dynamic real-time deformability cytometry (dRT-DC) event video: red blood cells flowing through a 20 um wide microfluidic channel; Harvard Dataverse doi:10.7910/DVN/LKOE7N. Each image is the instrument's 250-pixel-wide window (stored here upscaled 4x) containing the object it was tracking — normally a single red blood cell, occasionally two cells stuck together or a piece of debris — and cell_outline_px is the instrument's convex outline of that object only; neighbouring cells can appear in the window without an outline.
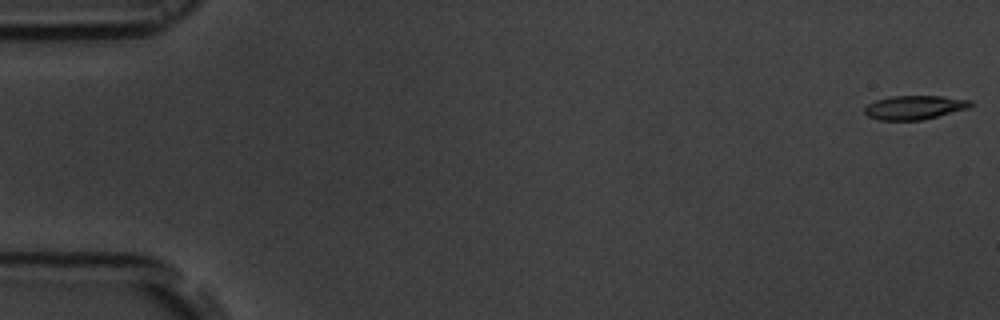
{"species": "common noctule bat (a hibernating species)", "species_latin": "Nyctalus noctula", "temperature_condition": "room temperature", "stored_images_in_passage": 55, "camera_frame_rate_fps": 3000, "um_per_image_px": 0.085, "animal": {"sex": "male", "body_mass_g": 19.5, "forearm_length_mm": 54.6}, "frame": {"image": 1, "passage_image": 1, "time_ms": 0.0, "image_size_px": [1000, 320], "cell_outline_px": [[972, 104], [968, 108], [924, 120], [880, 120], [868, 116], [864, 112], [864, 108], [868, 104], [876, 100], [888, 96], [940, 96], [972, 100]], "centroid_in_image_um": [77.72, 9.13], "position_along_channel_um": 7.3, "area_um2": 14.8}}
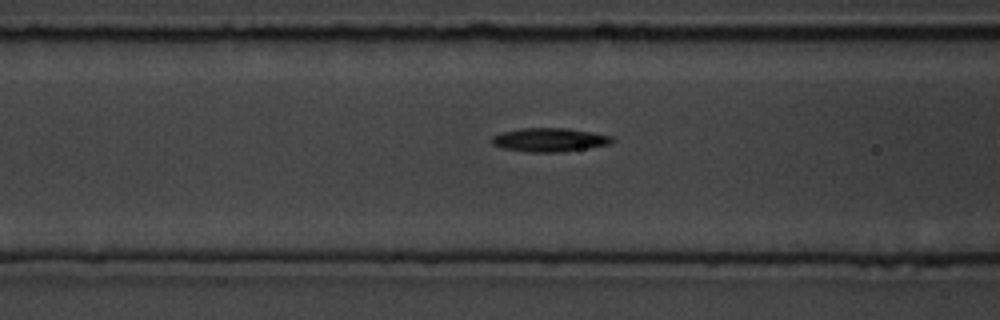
{"frame": {"image": 2, "passage_image": 22, "time_ms": 7.0, "image_size_px": [1000, 320], "cell_outline_px": [[616, 140], [612, 144], [588, 148], [560, 152], [528, 152], [504, 148], [492, 144], [492, 136], [500, 132], [520, 128], [568, 128], [592, 132], [612, 136]], "centroid_in_image_um": [46.74, 11.88], "position_along_channel_um": 119.9, "area_um2": 16.76}}
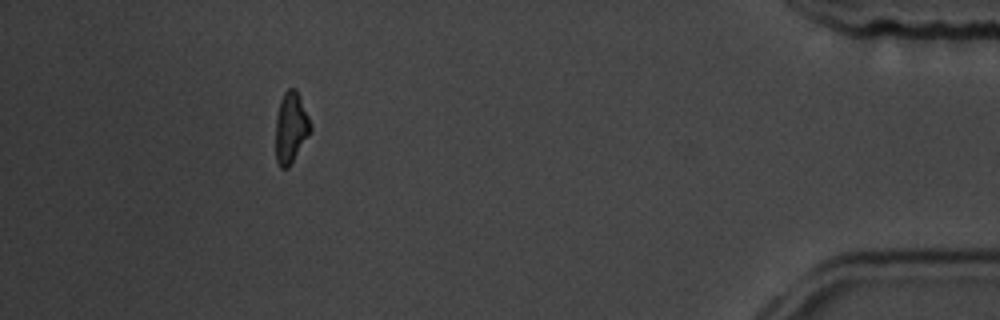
{"frame": {"image": 3, "passage_image": 50, "time_ms": 16.333, "image_size_px": [1000, 320], "cell_outline_px": [[312, 128], [288, 168], [280, 168], [276, 160], [276, 116], [280, 100], [284, 92], [288, 88], [296, 88], [300, 96], [312, 124]], "centroid_in_image_um": [24.72, 10.81], "position_along_channel_um": 410.5, "area_um2": 14.33}, "authors_computed_cell_mechanics": {"area_um2": 15.7216, "velocity_mm_per_s": 3.7284, "shape_relaxation_time_tau1_ms": 7.0177, "shape_relaxation_time_tau2_ms": null, "deformation_change_tau1": 0.1693, "deformation_change_tau2": null}}